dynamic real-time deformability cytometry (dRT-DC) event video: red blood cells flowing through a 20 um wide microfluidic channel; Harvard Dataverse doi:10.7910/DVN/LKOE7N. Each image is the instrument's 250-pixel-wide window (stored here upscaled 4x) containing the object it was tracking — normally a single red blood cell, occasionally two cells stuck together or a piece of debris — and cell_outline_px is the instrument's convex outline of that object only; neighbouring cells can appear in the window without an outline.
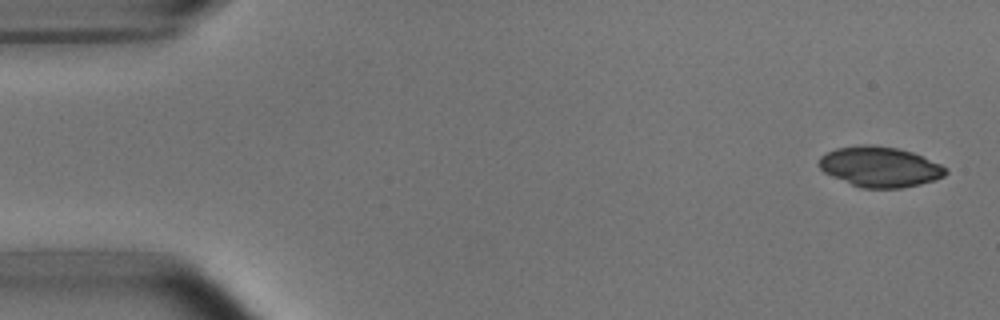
{"species": "common noctule bat (a hibernating species)", "species_latin": "Nyctalus noctula", "temperature_condition": "room temperature", "stored_images_in_passage": 5, "camera_frame_rate_fps": 3000, "um_per_image_px": 0.085, "animal": {"sex": "male", "body_mass_g": 15.6}, "frame": {"image": 1, "passage_image": 1, "time_ms": 0.0, "image_size_px": [1000, 320], "cell_outline_px": [[948, 172], [944, 176], [936, 180], [920, 184], [900, 188], [860, 188], [832, 176], [824, 172], [816, 164], [816, 160], [820, 156], [836, 148], [864, 144], [896, 148], [912, 152], [940, 164], [948, 168]], "centroid_in_image_um": [74.77, 14.18], "position_along_channel_um": 10.2, "area_um2": 29.82}}
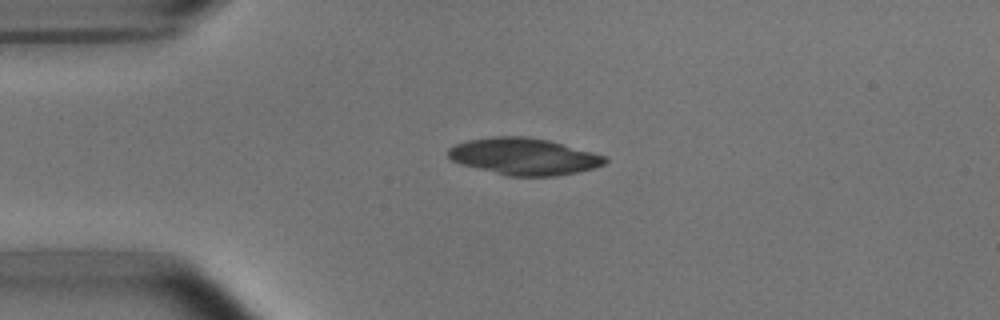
{"frame": {"image": 2, "passage_image": 4, "time_ms": 1.0, "image_size_px": [1000, 320], "cell_outline_px": [[608, 160], [604, 164], [596, 168], [556, 176], [508, 176], [464, 164], [452, 160], [448, 156], [448, 148], [456, 144], [468, 140], [492, 136], [528, 136], [548, 140], [592, 152], [604, 156]], "centroid_in_image_um": [44.55, 13.29], "position_along_channel_um": 40.5, "area_um2": 33.35}}